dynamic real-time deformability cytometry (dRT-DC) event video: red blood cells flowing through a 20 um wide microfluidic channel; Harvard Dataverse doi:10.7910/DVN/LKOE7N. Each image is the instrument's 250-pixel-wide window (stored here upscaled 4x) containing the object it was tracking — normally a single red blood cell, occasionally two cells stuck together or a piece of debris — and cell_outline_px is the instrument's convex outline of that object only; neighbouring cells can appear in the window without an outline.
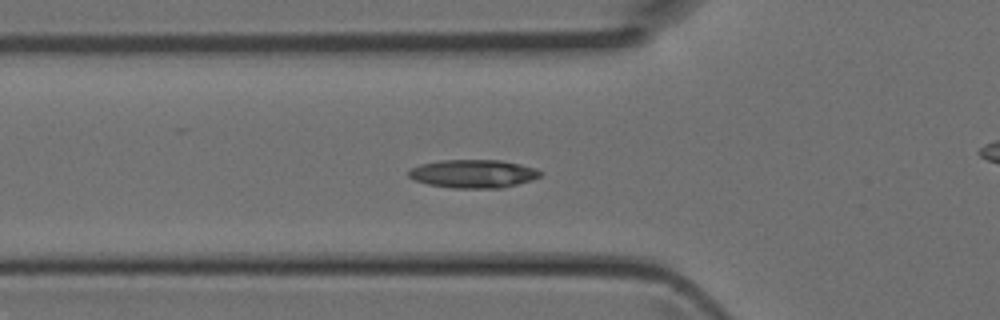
{"species": "Egyptian fruit bat (a non-hibernating species)", "species_latin": "Rousettus aegyptiacus", "temperature_condition": "room temperature", "stored_images_in_passage": 20, "camera_frame_rate_fps": 3000, "um_per_image_px": 0.085, "animal": {"sex": "female"}, "frame": {"image": 1, "passage_image": 16, "time_ms": 5.0, "image_size_px": [1000, 320], "cell_outline_px": [[544, 172], [540, 176], [532, 180], [500, 188], [452, 188], [428, 184], [416, 180], [408, 176], [408, 172], [412, 168], [420, 164], [440, 160], [500, 160], [520, 164], [536, 168]], "centroid_in_image_um": [40.25, 14.76], "position_along_channel_um": 85.6, "area_um2": 21.68}}
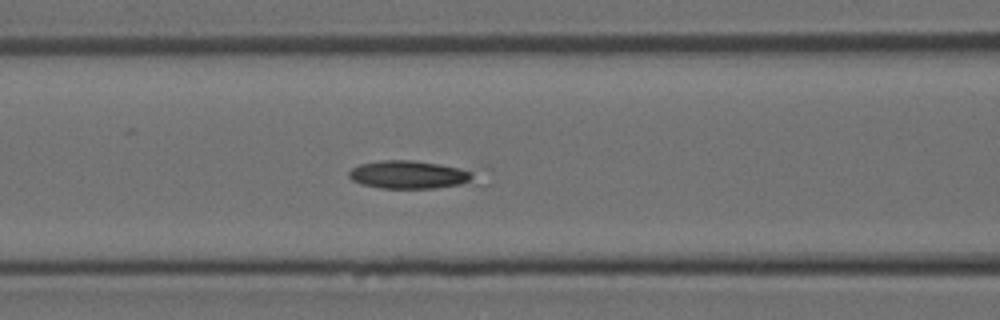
{"frame": {"image": 2, "passage_image": 19, "time_ms": 6.0, "image_size_px": [1000, 320], "cell_outline_px": [[476, 184], [436, 188], [380, 188], [360, 184], [352, 180], [348, 176], [348, 172], [352, 168], [360, 164], [380, 160], [412, 160], [440, 164], [460, 168], [472, 172]], "centroid_in_image_um": [34.82, 14.86], "position_along_channel_um": 131.8, "area_um2": 20.81}}